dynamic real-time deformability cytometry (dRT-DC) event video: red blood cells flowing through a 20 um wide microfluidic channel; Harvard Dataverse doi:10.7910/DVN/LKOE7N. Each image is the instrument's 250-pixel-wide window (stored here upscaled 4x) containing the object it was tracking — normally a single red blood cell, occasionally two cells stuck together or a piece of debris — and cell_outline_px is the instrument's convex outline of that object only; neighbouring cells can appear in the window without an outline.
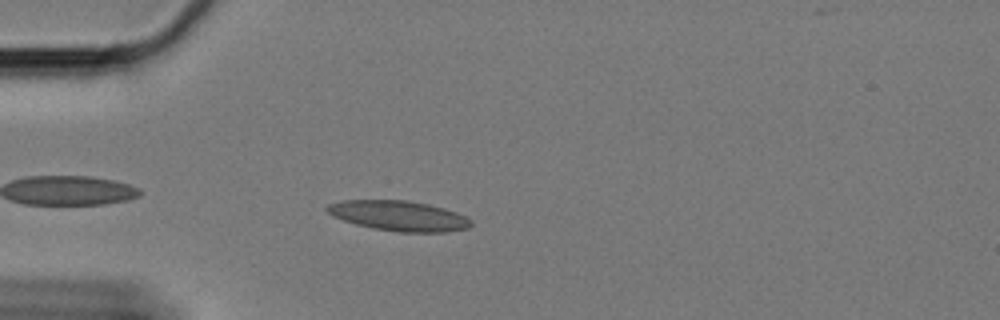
{"species": "Egyptian fruit bat (a non-hibernating species)", "species_latin": "Rousettus aegyptiacus", "temperature_condition": "cold", "stored_images_in_passage": 13, "camera_frame_rate_fps": 3000, "um_per_image_px": 0.085, "animal": {"sex": "female"}, "frame": {"image": 1, "passage_image": 3, "time_ms": 0.667, "image_size_px": [1000, 320], "cell_outline_px": [[472, 224], [468, 228], [448, 232], [396, 232], [372, 228], [356, 224], [332, 216], [324, 208], [328, 204], [344, 200], [408, 200], [428, 204], [444, 208], [456, 212], [472, 220]], "centroid_in_image_um": [33.9, 18.34], "position_along_channel_um": 51.1, "area_um2": 25.37}}
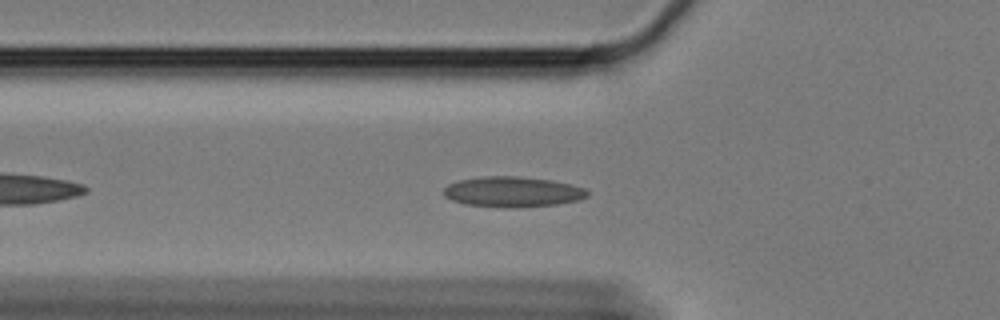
{"frame": {"image": 2, "passage_image": 7, "time_ms": 2.0, "image_size_px": [1000, 320], "cell_outline_px": [[588, 196], [580, 200], [556, 204], [516, 208], [504, 208], [464, 204], [452, 200], [444, 196], [444, 188], [448, 184], [460, 180], [484, 176], [516, 176], [552, 180], [584, 188], [588, 192]], "centroid_in_image_um": [43.56, 16.31], "position_along_channel_um": 82.2, "area_um2": 25.49}}
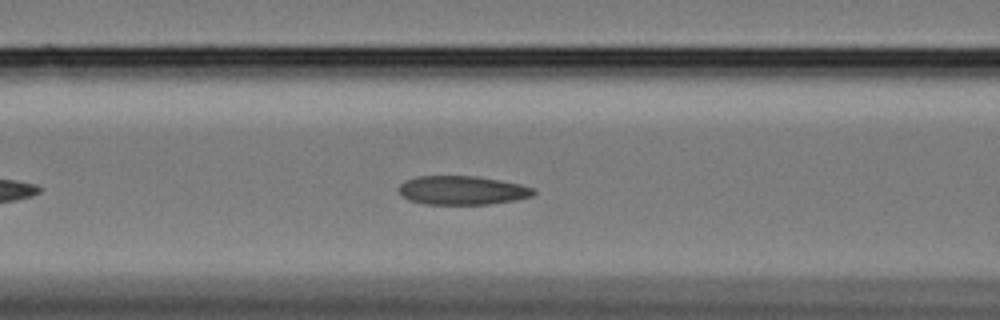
{"frame": {"image": 3, "passage_image": 11, "time_ms": 3.333, "image_size_px": [1000, 320], "cell_outline_px": [[536, 192], [532, 196], [516, 200], [492, 204], [424, 204], [408, 200], [400, 192], [400, 184], [404, 180], [416, 176], [476, 176], [500, 180], [520, 184], [536, 188]], "centroid_in_image_um": [39.32, 16.17], "position_along_channel_um": 127.3, "area_um2": 22.77}}